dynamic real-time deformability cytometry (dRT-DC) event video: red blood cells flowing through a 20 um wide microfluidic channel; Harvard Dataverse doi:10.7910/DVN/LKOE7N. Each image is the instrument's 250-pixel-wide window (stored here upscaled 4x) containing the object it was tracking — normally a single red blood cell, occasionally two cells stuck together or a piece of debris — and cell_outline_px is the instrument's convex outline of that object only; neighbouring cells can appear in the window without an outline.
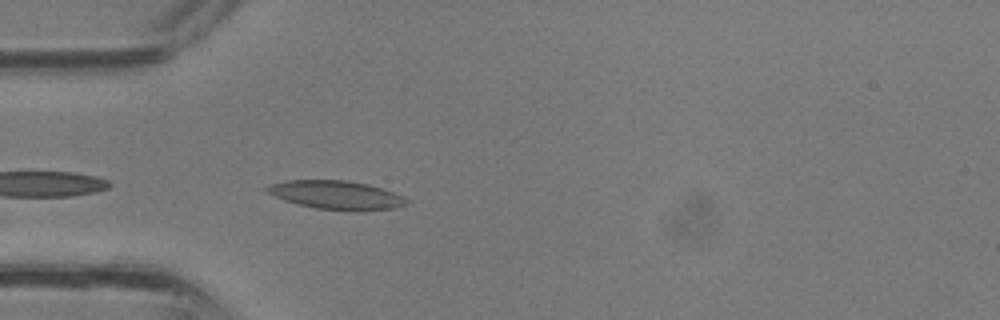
{"species": "common noctule bat (a hibernating species)", "species_latin": "Nyctalus noctula", "temperature_condition": "room temperature", "stored_images_in_passage": 21, "camera_frame_rate_fps": 3000, "um_per_image_px": 0.085, "animal": {"sex": "male", "body_mass_g": 13.3}, "frame": {"image": 1, "passage_image": 2, "time_ms": 0.333, "image_size_px": [1000, 320], "cell_outline_px": [[408, 204], [392, 208], [316, 208], [296, 204], [272, 196], [264, 192], [264, 188], [272, 184], [288, 180], [344, 180], [368, 184], [404, 196], [408, 200]], "centroid_in_image_um": [28.47, 16.53], "position_along_channel_um": 56.5, "area_um2": 22.37}}
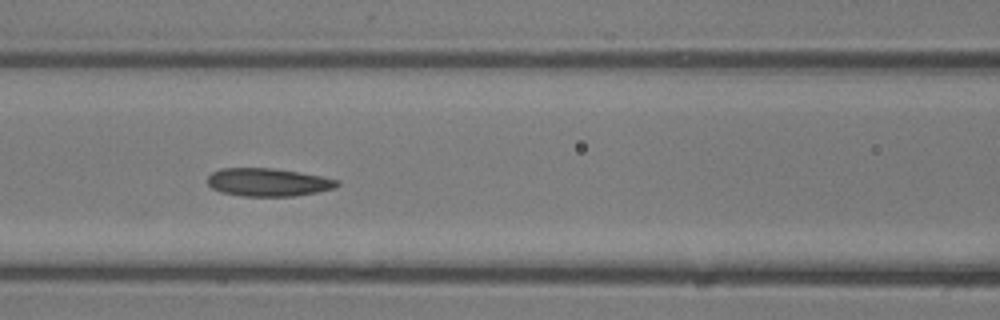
{"frame": {"image": 2, "passage_image": 7, "time_ms": 2.0, "image_size_px": [1000, 320], "cell_outline_px": [[340, 184], [336, 188], [316, 192], [292, 196], [244, 196], [220, 192], [212, 188], [208, 184], [208, 176], [212, 172], [220, 168], [272, 168], [300, 172], [340, 180]], "centroid_in_image_um": [22.79, 15.48], "position_along_channel_um": 143.8, "area_um2": 21.21}}
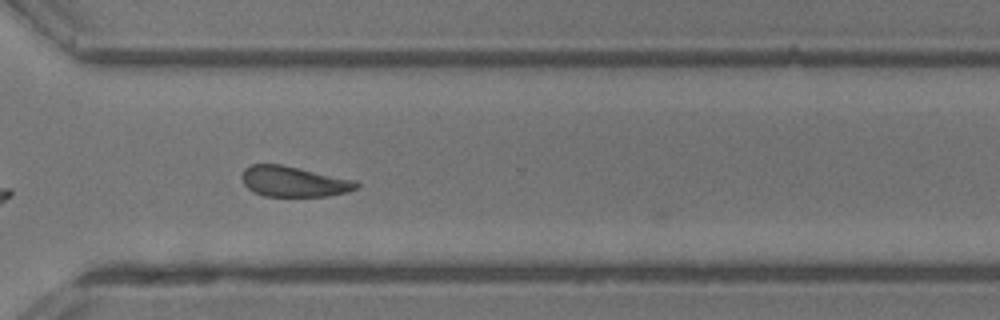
{"frame": {"image": 3, "passage_image": 18, "time_ms": 5.667, "image_size_px": [1000, 320], "cell_outline_px": [[360, 188], [348, 192], [328, 196], [264, 196], [248, 188], [244, 184], [240, 176], [244, 168], [252, 164], [280, 164], [356, 180], [360, 184]], "centroid_in_image_um": [25.0, 15.43], "position_along_channel_um": 345.6, "area_um2": 20.46}}